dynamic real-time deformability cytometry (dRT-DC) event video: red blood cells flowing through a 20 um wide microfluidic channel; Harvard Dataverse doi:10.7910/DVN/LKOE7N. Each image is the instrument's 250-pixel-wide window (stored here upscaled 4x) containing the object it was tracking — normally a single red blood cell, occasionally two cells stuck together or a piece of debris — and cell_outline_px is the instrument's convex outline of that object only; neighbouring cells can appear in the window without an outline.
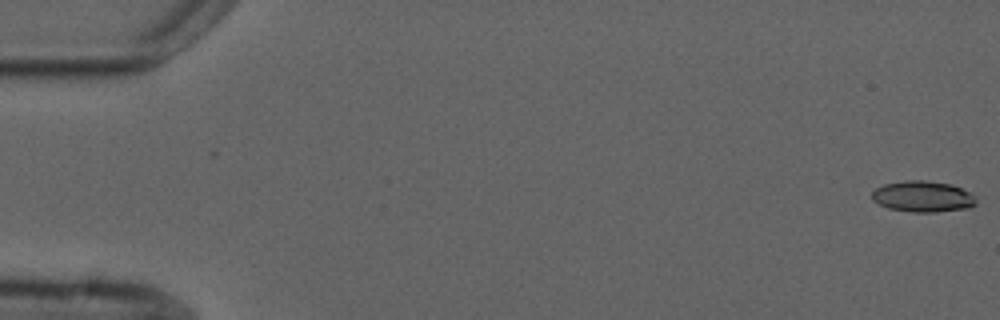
{"species": "common noctule bat (a hibernating species)", "species_latin": "Nyctalus noctula", "temperature_condition": "cold", "stored_images_in_passage": 6, "camera_frame_rate_fps": 3000, "um_per_image_px": 0.085, "animal": {"sex": "male", "forearm_length_mm": 52.5}, "frame": {"image": 1, "passage_image": 1, "time_ms": 0.0, "image_size_px": [1000, 320], "cell_outline_px": [[976, 204], [968, 208], [936, 212], [912, 212], [888, 208], [872, 200], [872, 192], [876, 188], [884, 184], [904, 180], [924, 180], [952, 184], [968, 192], [976, 200]], "centroid_in_image_um": [78.41, 16.7], "position_along_channel_um": 6.6, "area_um2": 18.79}}
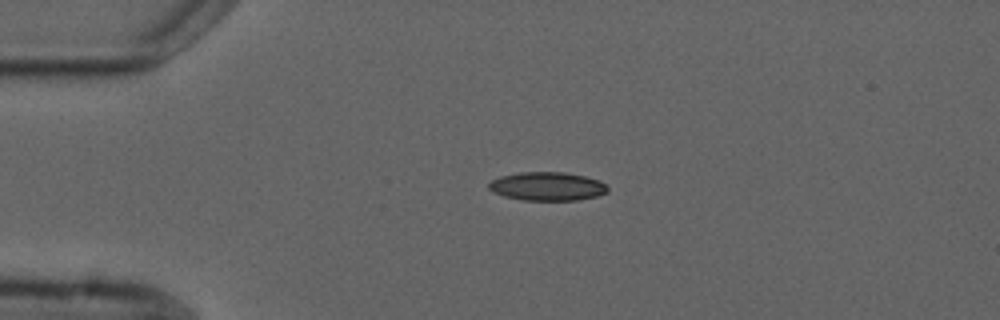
{"frame": {"image": 2, "passage_image": 4, "time_ms": 4.0, "image_size_px": [1000, 320], "cell_outline_px": [[608, 192], [596, 196], [576, 200], [524, 200], [504, 196], [488, 188], [488, 184], [492, 180], [500, 176], [520, 172], [564, 172], [584, 176], [600, 180], [608, 188]], "centroid_in_image_um": [46.53, 15.83], "position_along_channel_um": 38.5, "area_um2": 19.65}}
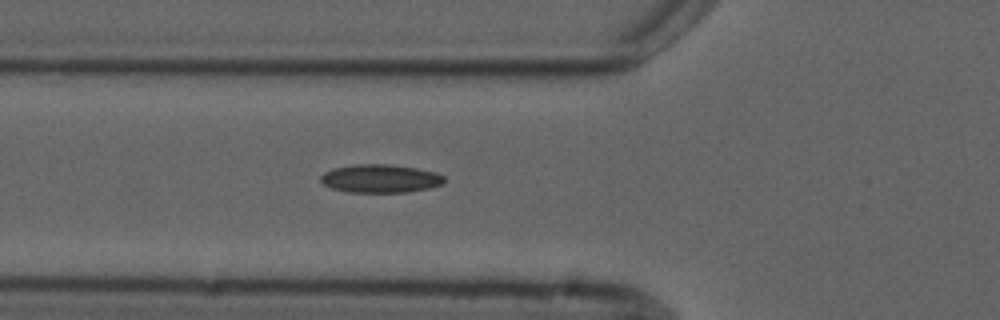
{"frame": {"image": 3, "passage_image": 6, "time_ms": 6.333, "image_size_px": [1000, 320], "cell_outline_px": [[444, 184], [428, 188], [408, 192], [348, 192], [332, 188], [324, 184], [320, 180], [320, 176], [324, 172], [332, 168], [356, 164], [388, 164], [416, 168], [436, 172], [444, 176]], "centroid_in_image_um": [32.33, 15.17], "position_along_channel_um": 93.5, "area_um2": 20.4}}